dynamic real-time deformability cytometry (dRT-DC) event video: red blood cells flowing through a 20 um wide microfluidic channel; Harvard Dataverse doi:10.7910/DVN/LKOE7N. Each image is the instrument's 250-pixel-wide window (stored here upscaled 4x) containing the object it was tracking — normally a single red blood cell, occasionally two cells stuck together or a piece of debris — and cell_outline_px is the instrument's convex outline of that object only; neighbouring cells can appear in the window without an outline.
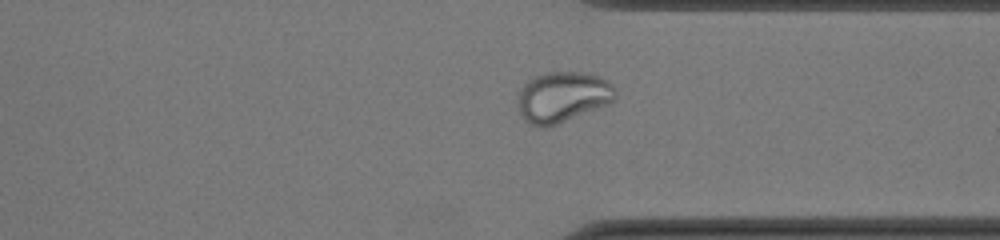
{"species": "common noctule bat (a hibernating species)", "species_latin": "Nyctalus noctula", "temperature_condition": "cold", "stored_images_in_passage": 44, "camera_frame_rate_fps": 3000, "um_per_image_px": 0.085, "animal": {"sex": "female", "body_mass_g": 22.0, "forearm_length_mm": 56.7}, "frame": {"image": 1, "passage_image": 32, "time_ms": 10.333, "image_size_px": [1000, 240], "cell_outline_px": [[616, 96], [608, 104], [556, 124], [544, 128], [532, 124], [524, 120], [520, 116], [516, 108], [516, 96], [520, 88], [528, 80], [536, 76], [548, 72], [580, 72], [596, 76], [608, 80], [616, 88]], "centroid_in_image_um": [47.76, 8.24], "position_along_channel_um": 363.6, "area_um2": 28.9}}